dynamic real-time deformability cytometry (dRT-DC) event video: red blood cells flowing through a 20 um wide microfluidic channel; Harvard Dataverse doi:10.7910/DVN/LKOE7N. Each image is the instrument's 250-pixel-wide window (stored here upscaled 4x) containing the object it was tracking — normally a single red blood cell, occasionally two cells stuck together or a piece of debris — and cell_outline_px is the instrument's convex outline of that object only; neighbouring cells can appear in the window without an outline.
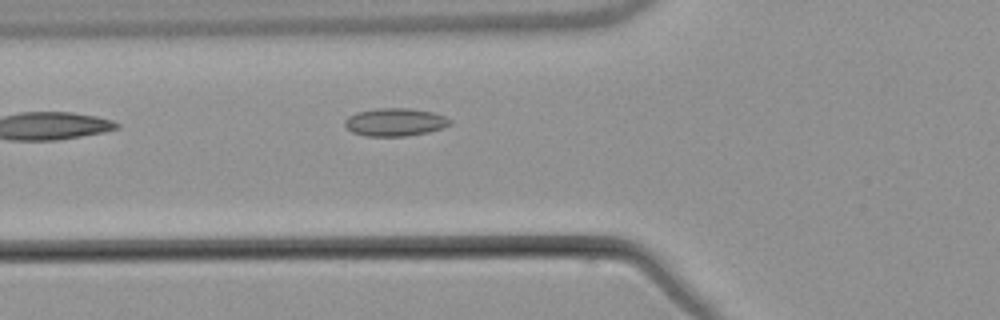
{"species": "common noctule bat (a hibernating species)", "species_latin": "Nyctalus noctula", "temperature_condition": "warm", "stored_images_in_passage": 4, "camera_frame_rate_fps": 3000, "um_per_image_px": 0.085, "animal": {"sex": "male", "body_mass_g": 21.5, "forearm_length_mm": 52.0}, "frame": {"image": 1, "passage_image": 4, "time_ms": 4.667, "image_size_px": [1000, 320], "cell_outline_px": [[452, 124], [444, 128], [428, 132], [408, 136], [368, 136], [352, 132], [344, 124], [344, 120], [348, 116], [356, 112], [376, 108], [412, 108], [432, 112], [444, 116], [452, 120]], "centroid_in_image_um": [33.6, 10.37], "position_along_channel_um": 92.2, "area_um2": 17.28}}